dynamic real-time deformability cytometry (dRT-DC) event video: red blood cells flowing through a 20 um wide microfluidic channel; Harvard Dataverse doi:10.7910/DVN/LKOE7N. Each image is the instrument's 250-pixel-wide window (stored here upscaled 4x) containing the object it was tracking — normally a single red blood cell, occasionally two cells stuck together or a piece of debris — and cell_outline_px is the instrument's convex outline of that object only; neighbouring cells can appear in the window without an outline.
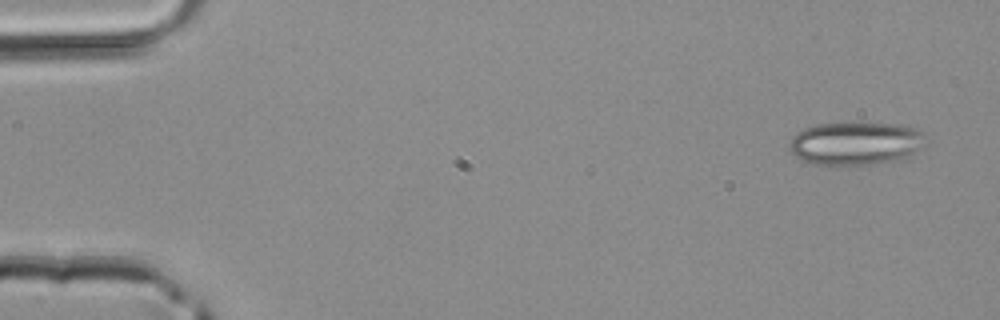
{"species": "common noctule bat (a hibernating species)", "species_latin": "Nyctalus noctula", "temperature_condition": "room temperature", "stored_images_in_passage": 4, "camera_frame_rate_fps": 3000, "um_per_image_px": 0.085, "animal": {"sex": "male", "body_mass_g": 20.4}, "frame": {"image": 1, "passage_image": 1, "time_ms": 0.0, "image_size_px": [1000, 320], "cell_outline_px": [[924, 148], [912, 156], [900, 160], [872, 164], [816, 164], [800, 160], [788, 148], [788, 144], [792, 136], [796, 132], [804, 128], [816, 124], [900, 124], [916, 128], [920, 132], [924, 144]], "centroid_in_image_um": [72.73, 12.2], "position_along_channel_um": 12.3, "area_um2": 34.16}}